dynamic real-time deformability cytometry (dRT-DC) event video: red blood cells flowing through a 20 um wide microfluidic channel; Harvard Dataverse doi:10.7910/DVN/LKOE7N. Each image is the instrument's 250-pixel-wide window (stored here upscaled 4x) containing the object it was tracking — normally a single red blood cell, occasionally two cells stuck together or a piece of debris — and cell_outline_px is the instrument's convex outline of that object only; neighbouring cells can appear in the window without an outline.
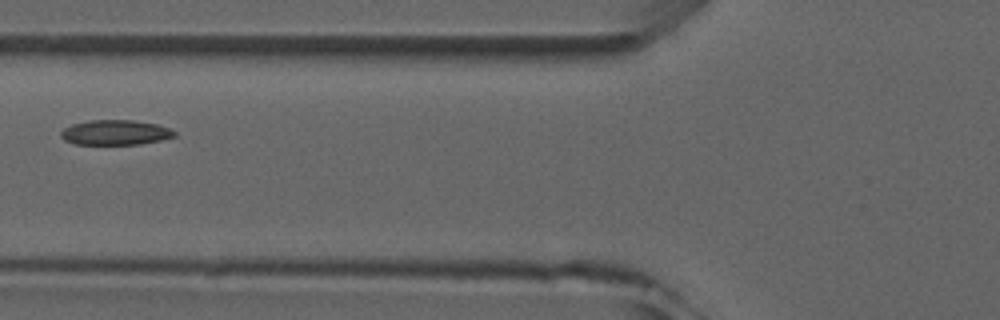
{"species": "common noctule bat (a hibernating species)", "species_latin": "Nyctalus noctula", "temperature_condition": "room temperature", "stored_images_in_passage": 5, "camera_frame_rate_fps": 3000, "um_per_image_px": 0.085, "animal": {"sex": "male", "forearm_length_mm": 52.5}, "frame": {"image": 1, "passage_image": 5, "time_ms": 4.667, "image_size_px": [1000, 320], "cell_outline_px": [[176, 136], [160, 140], [140, 144], [76, 144], [64, 140], [60, 136], [60, 132], [64, 128], [72, 124], [88, 120], [132, 120], [156, 124], [168, 128], [176, 132]], "centroid_in_image_um": [9.78, 11.26], "position_along_channel_um": 116.0, "area_um2": 16.47}}